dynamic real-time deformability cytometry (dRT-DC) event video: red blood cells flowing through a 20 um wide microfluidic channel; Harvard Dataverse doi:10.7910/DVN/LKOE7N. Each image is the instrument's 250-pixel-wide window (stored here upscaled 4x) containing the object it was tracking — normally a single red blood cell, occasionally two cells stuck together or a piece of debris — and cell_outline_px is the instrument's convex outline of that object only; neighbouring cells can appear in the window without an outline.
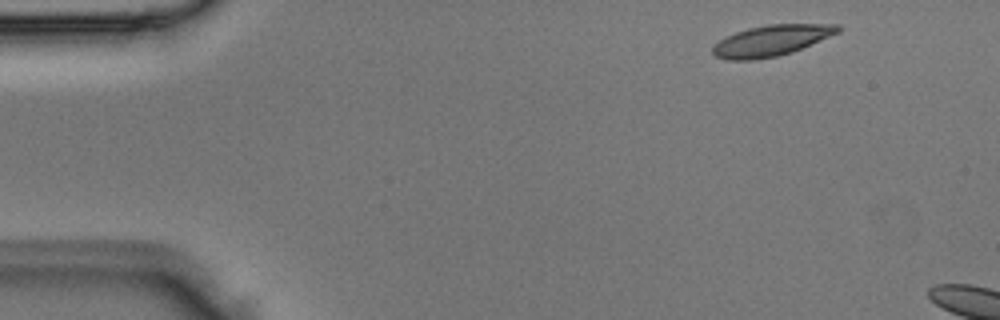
{"species": "Egyptian fruit bat (a non-hibernating species)", "species_latin": "Rousettus aegyptiacus", "temperature_condition": "room temperature", "stored_images_in_passage": 3, "camera_frame_rate_fps": 3000, "um_per_image_px": 0.085, "animal": {"sex": "male"}, "frame": {"image": 1, "passage_image": 1, "time_ms": 0.0, "image_size_px": [1000, 320], "cell_outline_px": [[840, 32], [792, 52], [776, 56], [756, 60], [728, 60], [716, 56], [712, 52], [712, 48], [720, 40], [736, 32], [748, 28], [768, 24], [840, 24]], "centroid_in_image_um": [65.58, 3.44], "position_along_channel_um": 19.4, "area_um2": 22.37}}